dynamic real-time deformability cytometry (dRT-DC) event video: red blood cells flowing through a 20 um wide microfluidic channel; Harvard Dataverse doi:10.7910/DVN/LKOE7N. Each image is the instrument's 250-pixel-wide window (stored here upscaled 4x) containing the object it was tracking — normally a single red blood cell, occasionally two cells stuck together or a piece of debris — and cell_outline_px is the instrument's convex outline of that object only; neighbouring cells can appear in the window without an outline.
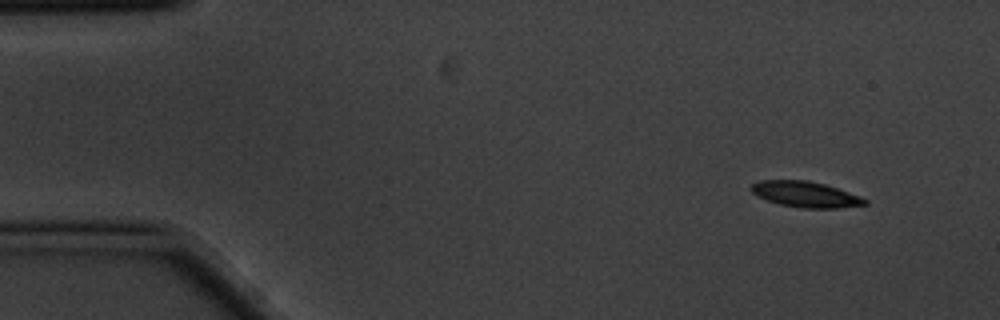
{"species": "common noctule bat (a hibernating species)", "species_latin": "Nyctalus noctula", "temperature_condition": "cold", "stored_images_in_passage": 5, "camera_frame_rate_fps": 3000, "um_per_image_px": 0.085, "animal": {"sex": "male", "body_mass_g": 20.1, "forearm_length_mm": 53.5}, "frame": {"image": 1, "passage_image": 2, "time_ms": 0.333, "image_size_px": [1000, 320], "cell_outline_px": [[868, 204], [840, 208], [804, 208], [780, 204], [756, 196], [748, 188], [752, 184], [760, 180], [808, 180], [824, 184], [860, 196], [868, 200]], "centroid_in_image_um": [68.45, 16.51], "position_along_channel_um": 16.5, "area_um2": 17.05}}